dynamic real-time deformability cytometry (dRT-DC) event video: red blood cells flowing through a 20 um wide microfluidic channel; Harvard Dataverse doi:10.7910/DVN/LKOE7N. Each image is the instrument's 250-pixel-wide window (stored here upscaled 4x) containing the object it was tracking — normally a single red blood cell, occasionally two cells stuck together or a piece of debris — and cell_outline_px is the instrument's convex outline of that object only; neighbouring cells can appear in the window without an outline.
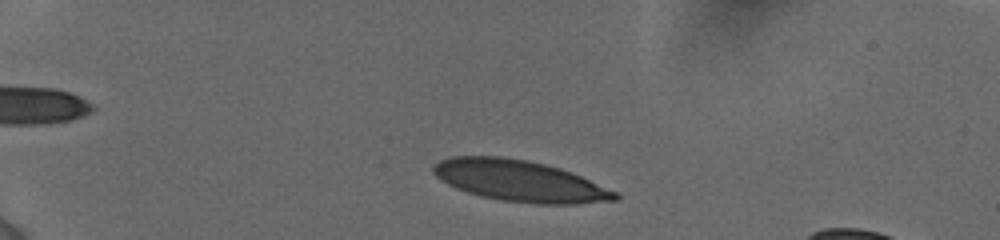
{"species": "human", "species_latin": "Homo sapiens", "temperature_condition": "cold", "stored_images_in_passage": 34, "camera_frame_rate_fps": 3000, "um_per_image_px": 0.085, "donor": {"sex": "female"}, "frame": {"image": 1, "passage_image": 4, "time_ms": 1.333, "image_size_px": [1000, 240], "cell_outline_px": [[620, 200], [572, 204], [536, 204], [500, 200], [480, 196], [456, 188], [440, 180], [432, 172], [432, 168], [440, 160], [452, 156], [500, 156], [524, 160], [544, 164], [560, 168], [572, 172], [616, 192], [620, 196]], "centroid_in_image_um": [44.17, 15.38], "position_along_channel_um": 40.8, "area_um2": 43.52}}
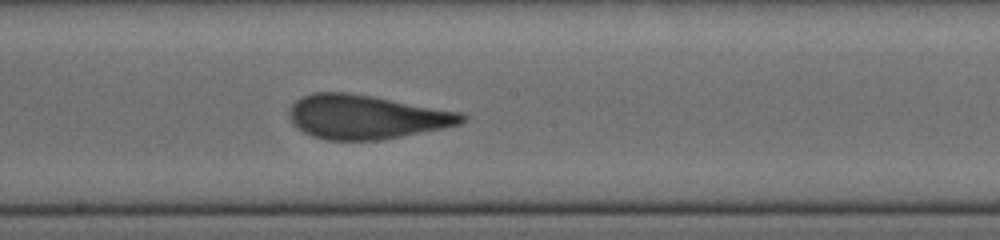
{"frame": {"image": 2, "passage_image": 21, "time_ms": 7.667, "image_size_px": [1000, 240], "cell_outline_px": [[468, 116], [460, 124], [444, 128], [380, 140], [324, 140], [312, 136], [296, 128], [292, 124], [288, 116], [288, 112], [292, 104], [300, 96], [312, 92], [348, 92], [372, 96], [460, 112]], "centroid_in_image_um": [31.07, 9.94], "position_along_channel_um": 217.1, "area_um2": 44.45}}
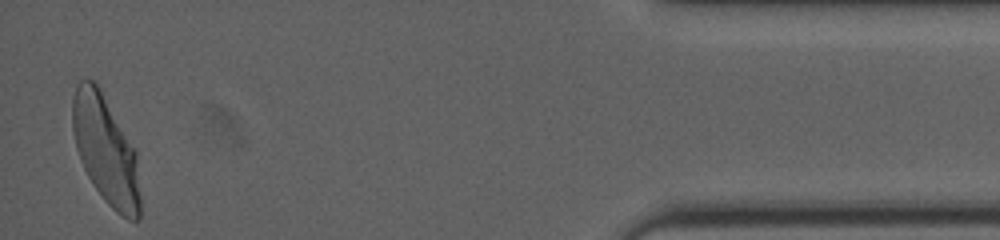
{"frame": {"image": 3, "passage_image": 34, "time_ms": 14.667, "image_size_px": [1000, 240], "cell_outline_px": [[140, 220], [128, 220], [120, 216], [104, 200], [88, 176], [80, 160], [76, 148], [72, 128], [72, 100], [76, 88], [80, 80], [92, 80], [100, 88], [136, 152], [140, 192]], "centroid_in_image_um": [8.98, 12.8], "position_along_channel_um": 426.2, "area_um2": 42.48}, "authors_computed_cell_mechanics": {"area_um2": 43.6679, "velocity_mm_per_s": 3.85, "shape_relaxation_time_tau1_ms": 5.6742, "shape_relaxation_time_tau2_ms": 0.9622, "deformation_change_tau1": 0.2245, "deformation_change_tau2": 0.0863}}